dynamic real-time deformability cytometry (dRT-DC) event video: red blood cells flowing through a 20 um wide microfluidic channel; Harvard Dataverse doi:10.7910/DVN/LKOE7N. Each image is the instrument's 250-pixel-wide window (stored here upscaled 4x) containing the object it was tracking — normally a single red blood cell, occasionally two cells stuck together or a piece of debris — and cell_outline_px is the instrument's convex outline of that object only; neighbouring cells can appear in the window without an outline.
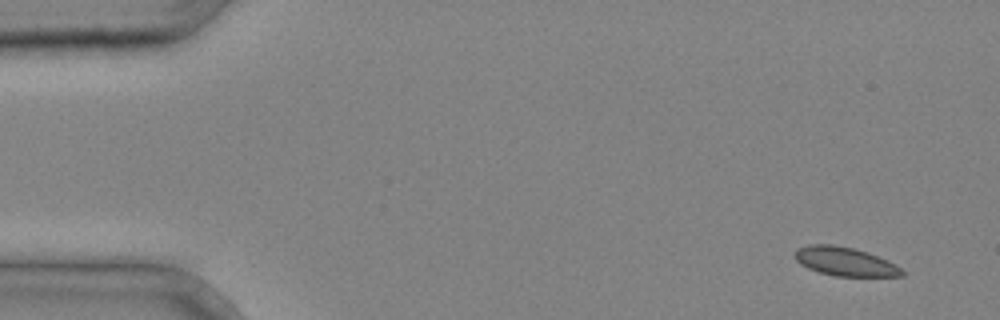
{"species": "common noctule bat (a hibernating species)", "species_latin": "Nyctalus noctula", "temperature_condition": "cold", "stored_images_in_passage": 4, "segment_of_instrument_passage": [1, 2], "camera_frame_rate_fps": 3000, "um_per_image_px": 0.085, "animal": {"sex": "male", "body_mass_g": 20.4}, "frame": {"image": 1, "passage_image": 1, "time_ms": 0.0, "image_size_px": [1000, 320], "cell_outline_px": [[904, 276], [836, 276], [820, 272], [808, 268], [800, 264], [796, 260], [796, 248], [808, 244], [832, 244], [852, 248], [868, 252], [888, 260], [900, 268], [904, 272]], "centroid_in_image_um": [71.81, 22.22], "position_along_channel_um": 13.2, "area_um2": 17.86}}